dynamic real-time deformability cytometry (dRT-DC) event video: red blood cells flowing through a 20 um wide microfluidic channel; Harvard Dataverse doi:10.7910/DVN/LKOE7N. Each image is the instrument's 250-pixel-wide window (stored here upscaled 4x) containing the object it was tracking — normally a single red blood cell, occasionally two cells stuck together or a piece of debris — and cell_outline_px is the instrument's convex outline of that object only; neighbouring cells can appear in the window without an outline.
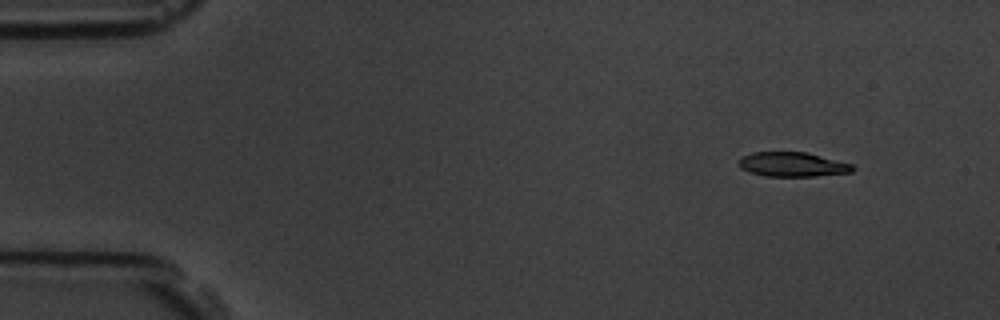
{"species": "common noctule bat (a hibernating species)", "species_latin": "Nyctalus noctula", "temperature_condition": "room temperature", "stored_images_in_passage": 3, "camera_frame_rate_fps": 3000, "um_per_image_px": 0.085, "animal": {"sex": "male", "body_mass_g": 19.5, "forearm_length_mm": 54.6}, "frame": {"image": 1, "passage_image": 1, "time_ms": 0.0, "image_size_px": [1000, 320], "cell_outline_px": [[856, 168], [852, 172], [816, 176], [764, 176], [740, 168], [736, 164], [736, 160], [740, 156], [752, 152], [808, 152], [852, 164]], "centroid_in_image_um": [67.32, 13.97], "position_along_channel_um": 17.7, "area_um2": 16.47}}
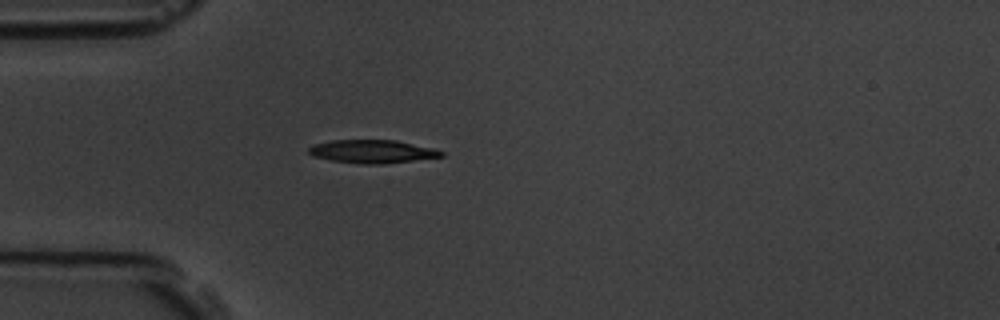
{"frame": {"image": 2, "passage_image": 3, "time_ms": 3.333, "image_size_px": [1000, 320], "cell_outline_px": [[444, 156], [384, 164], [360, 164], [332, 160], [312, 156], [308, 152], [308, 148], [312, 144], [332, 140], [396, 140], [432, 148], [444, 152]], "centroid_in_image_um": [31.61, 12.87], "position_along_channel_um": 53.4, "area_um2": 17.92}}